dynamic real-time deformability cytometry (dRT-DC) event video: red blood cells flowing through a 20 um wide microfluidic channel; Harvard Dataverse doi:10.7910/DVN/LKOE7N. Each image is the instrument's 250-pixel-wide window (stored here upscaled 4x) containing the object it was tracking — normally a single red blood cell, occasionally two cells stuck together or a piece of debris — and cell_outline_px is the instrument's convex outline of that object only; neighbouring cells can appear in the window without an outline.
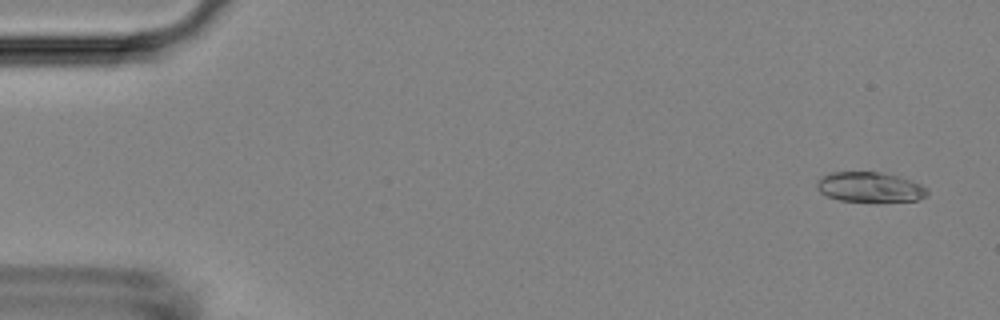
{"species": "Egyptian fruit bat (a non-hibernating species)", "species_latin": "Rousettus aegyptiacus", "temperature_condition": "room temperature", "stored_images_in_passage": 53, "camera_frame_rate_fps": 3000, "um_per_image_px": 0.085, "animal": {"sex": "female"}, "frame": {"image": 1, "passage_image": 3, "time_ms": 0.667, "image_size_px": [1000, 320], "cell_outline_px": [[928, 196], [920, 200], [840, 200], [828, 196], [820, 192], [816, 188], [816, 184], [820, 176], [832, 172], [880, 172], [900, 176], [912, 180], [928, 188]], "centroid_in_image_um": [73.95, 15.87], "position_along_channel_um": 11.0, "area_um2": 19.13}}
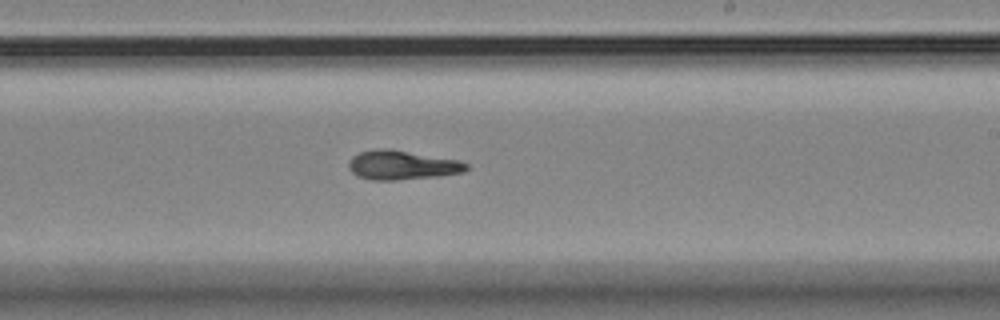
{"frame": {"image": 2, "passage_image": 32, "time_ms": 10.333, "image_size_px": [1000, 320], "cell_outline_px": [[468, 168], [464, 172], [440, 176], [396, 180], [372, 180], [356, 176], [348, 168], [348, 160], [352, 156], [360, 152], [380, 148], [388, 148], [460, 160], [468, 164]], "centroid_in_image_um": [34.16, 14.03], "position_along_channel_um": 254.8, "area_um2": 20.23}}
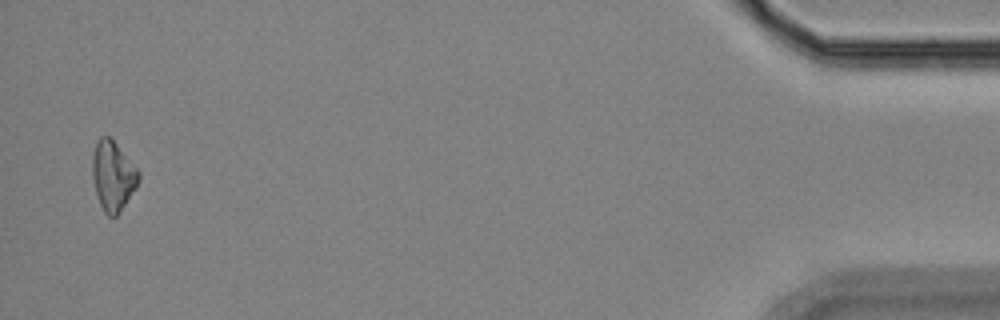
{"frame": {"image": 3, "passage_image": 52, "time_ms": 17.0, "image_size_px": [1000, 320], "cell_outline_px": [[140, 180], [136, 188], [120, 212], [116, 216], [108, 216], [104, 212], [100, 204], [96, 192], [92, 176], [92, 156], [96, 140], [100, 136], [108, 136], [116, 144], [140, 172]], "centroid_in_image_um": [9.59, 14.95], "position_along_channel_um": 425.6, "area_um2": 18.73}, "authors_computed_cell_mechanics": {"area_um2": 19.4208, "velocity_mm_per_s": 3.7897, "shape_relaxation_time_tau1_ms": 3.1428, "shape_relaxation_time_tau2_ms": 7.9414, "deformation_change_tau1": 0.1279, "deformation_change_tau2": 0.0937}}